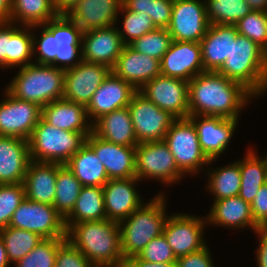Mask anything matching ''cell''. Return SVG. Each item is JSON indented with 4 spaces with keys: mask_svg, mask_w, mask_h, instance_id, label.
I'll list each match as a JSON object with an SVG mask.
<instances>
[{
    "mask_svg": "<svg viewBox=\"0 0 267 267\" xmlns=\"http://www.w3.org/2000/svg\"><path fill=\"white\" fill-rule=\"evenodd\" d=\"M110 73L111 69L105 65L81 60L65 70L63 98L86 107Z\"/></svg>",
    "mask_w": 267,
    "mask_h": 267,
    "instance_id": "2e32d148",
    "label": "cell"
},
{
    "mask_svg": "<svg viewBox=\"0 0 267 267\" xmlns=\"http://www.w3.org/2000/svg\"><path fill=\"white\" fill-rule=\"evenodd\" d=\"M30 161L27 140L0 136V184L23 183Z\"/></svg>",
    "mask_w": 267,
    "mask_h": 267,
    "instance_id": "d4e9b609",
    "label": "cell"
},
{
    "mask_svg": "<svg viewBox=\"0 0 267 267\" xmlns=\"http://www.w3.org/2000/svg\"><path fill=\"white\" fill-rule=\"evenodd\" d=\"M252 11H265L267 12V0H245Z\"/></svg>",
    "mask_w": 267,
    "mask_h": 267,
    "instance_id": "9f6ffc18",
    "label": "cell"
},
{
    "mask_svg": "<svg viewBox=\"0 0 267 267\" xmlns=\"http://www.w3.org/2000/svg\"><path fill=\"white\" fill-rule=\"evenodd\" d=\"M41 117L54 127L71 132H92V121L88 119L86 107L64 98L42 107Z\"/></svg>",
    "mask_w": 267,
    "mask_h": 267,
    "instance_id": "4316f807",
    "label": "cell"
},
{
    "mask_svg": "<svg viewBox=\"0 0 267 267\" xmlns=\"http://www.w3.org/2000/svg\"><path fill=\"white\" fill-rule=\"evenodd\" d=\"M188 118L196 127L201 149L208 159L215 160L220 154L222 155L229 145L238 120L220 116H188Z\"/></svg>",
    "mask_w": 267,
    "mask_h": 267,
    "instance_id": "ffe728a7",
    "label": "cell"
},
{
    "mask_svg": "<svg viewBox=\"0 0 267 267\" xmlns=\"http://www.w3.org/2000/svg\"><path fill=\"white\" fill-rule=\"evenodd\" d=\"M145 98L176 119L189 116L188 82L159 75L145 83L139 90Z\"/></svg>",
    "mask_w": 267,
    "mask_h": 267,
    "instance_id": "7c38bea8",
    "label": "cell"
},
{
    "mask_svg": "<svg viewBox=\"0 0 267 267\" xmlns=\"http://www.w3.org/2000/svg\"><path fill=\"white\" fill-rule=\"evenodd\" d=\"M82 184L65 166L57 163V177L53 207L65 219L73 210Z\"/></svg>",
    "mask_w": 267,
    "mask_h": 267,
    "instance_id": "e575fe53",
    "label": "cell"
},
{
    "mask_svg": "<svg viewBox=\"0 0 267 267\" xmlns=\"http://www.w3.org/2000/svg\"><path fill=\"white\" fill-rule=\"evenodd\" d=\"M0 237L4 242L8 260L13 264L44 239L35 232L10 226L0 229Z\"/></svg>",
    "mask_w": 267,
    "mask_h": 267,
    "instance_id": "8d00e7d4",
    "label": "cell"
},
{
    "mask_svg": "<svg viewBox=\"0 0 267 267\" xmlns=\"http://www.w3.org/2000/svg\"><path fill=\"white\" fill-rule=\"evenodd\" d=\"M164 141L178 169L184 175L190 172V174H195L202 169L200 167L203 165H209L215 161L209 160L202 151L196 127L189 118L176 119L169 127Z\"/></svg>",
    "mask_w": 267,
    "mask_h": 267,
    "instance_id": "ba28073f",
    "label": "cell"
},
{
    "mask_svg": "<svg viewBox=\"0 0 267 267\" xmlns=\"http://www.w3.org/2000/svg\"><path fill=\"white\" fill-rule=\"evenodd\" d=\"M136 177L125 179H109L103 186L104 207L108 220L121 222L129 217L142 204L134 183Z\"/></svg>",
    "mask_w": 267,
    "mask_h": 267,
    "instance_id": "7402d4cb",
    "label": "cell"
},
{
    "mask_svg": "<svg viewBox=\"0 0 267 267\" xmlns=\"http://www.w3.org/2000/svg\"><path fill=\"white\" fill-rule=\"evenodd\" d=\"M128 109L138 144L164 140L169 127L176 120L138 91L132 96Z\"/></svg>",
    "mask_w": 267,
    "mask_h": 267,
    "instance_id": "8fae6325",
    "label": "cell"
},
{
    "mask_svg": "<svg viewBox=\"0 0 267 267\" xmlns=\"http://www.w3.org/2000/svg\"><path fill=\"white\" fill-rule=\"evenodd\" d=\"M57 177V163L31 160L24 179L26 198L53 206Z\"/></svg>",
    "mask_w": 267,
    "mask_h": 267,
    "instance_id": "f1b7e54d",
    "label": "cell"
},
{
    "mask_svg": "<svg viewBox=\"0 0 267 267\" xmlns=\"http://www.w3.org/2000/svg\"><path fill=\"white\" fill-rule=\"evenodd\" d=\"M263 160H264V164H265L266 180H267V154H266V157Z\"/></svg>",
    "mask_w": 267,
    "mask_h": 267,
    "instance_id": "680465c9",
    "label": "cell"
},
{
    "mask_svg": "<svg viewBox=\"0 0 267 267\" xmlns=\"http://www.w3.org/2000/svg\"><path fill=\"white\" fill-rule=\"evenodd\" d=\"M250 206L255 223L262 228L267 223V182L259 189Z\"/></svg>",
    "mask_w": 267,
    "mask_h": 267,
    "instance_id": "681fc988",
    "label": "cell"
},
{
    "mask_svg": "<svg viewBox=\"0 0 267 267\" xmlns=\"http://www.w3.org/2000/svg\"><path fill=\"white\" fill-rule=\"evenodd\" d=\"M107 219L104 207L103 187L83 186L65 224Z\"/></svg>",
    "mask_w": 267,
    "mask_h": 267,
    "instance_id": "1f68e13d",
    "label": "cell"
},
{
    "mask_svg": "<svg viewBox=\"0 0 267 267\" xmlns=\"http://www.w3.org/2000/svg\"><path fill=\"white\" fill-rule=\"evenodd\" d=\"M172 41L167 28H156L136 39L130 46L139 53L161 61Z\"/></svg>",
    "mask_w": 267,
    "mask_h": 267,
    "instance_id": "7bdbcfd3",
    "label": "cell"
},
{
    "mask_svg": "<svg viewBox=\"0 0 267 267\" xmlns=\"http://www.w3.org/2000/svg\"><path fill=\"white\" fill-rule=\"evenodd\" d=\"M6 99L0 102V136L29 140L42 115V107L14 97L6 88Z\"/></svg>",
    "mask_w": 267,
    "mask_h": 267,
    "instance_id": "5bb4252c",
    "label": "cell"
},
{
    "mask_svg": "<svg viewBox=\"0 0 267 267\" xmlns=\"http://www.w3.org/2000/svg\"><path fill=\"white\" fill-rule=\"evenodd\" d=\"M235 25L210 24L200 41L201 58L205 71H218L230 56L232 40L237 35Z\"/></svg>",
    "mask_w": 267,
    "mask_h": 267,
    "instance_id": "484cf974",
    "label": "cell"
},
{
    "mask_svg": "<svg viewBox=\"0 0 267 267\" xmlns=\"http://www.w3.org/2000/svg\"><path fill=\"white\" fill-rule=\"evenodd\" d=\"M91 133L61 130L41 117L28 140L30 158L37 162L65 165L86 143Z\"/></svg>",
    "mask_w": 267,
    "mask_h": 267,
    "instance_id": "52a82bcc",
    "label": "cell"
},
{
    "mask_svg": "<svg viewBox=\"0 0 267 267\" xmlns=\"http://www.w3.org/2000/svg\"><path fill=\"white\" fill-rule=\"evenodd\" d=\"M64 75L62 68L33 62L20 67L19 73L6 89L18 99L43 107L63 98Z\"/></svg>",
    "mask_w": 267,
    "mask_h": 267,
    "instance_id": "8992f818",
    "label": "cell"
},
{
    "mask_svg": "<svg viewBox=\"0 0 267 267\" xmlns=\"http://www.w3.org/2000/svg\"><path fill=\"white\" fill-rule=\"evenodd\" d=\"M136 178L159 180L163 184L176 183L184 176L164 140L139 143L135 149Z\"/></svg>",
    "mask_w": 267,
    "mask_h": 267,
    "instance_id": "9c48e42d",
    "label": "cell"
},
{
    "mask_svg": "<svg viewBox=\"0 0 267 267\" xmlns=\"http://www.w3.org/2000/svg\"><path fill=\"white\" fill-rule=\"evenodd\" d=\"M262 229L267 232V223L262 227Z\"/></svg>",
    "mask_w": 267,
    "mask_h": 267,
    "instance_id": "91938a15",
    "label": "cell"
},
{
    "mask_svg": "<svg viewBox=\"0 0 267 267\" xmlns=\"http://www.w3.org/2000/svg\"><path fill=\"white\" fill-rule=\"evenodd\" d=\"M55 267H95L67 239L58 247Z\"/></svg>",
    "mask_w": 267,
    "mask_h": 267,
    "instance_id": "7dc6e473",
    "label": "cell"
},
{
    "mask_svg": "<svg viewBox=\"0 0 267 267\" xmlns=\"http://www.w3.org/2000/svg\"><path fill=\"white\" fill-rule=\"evenodd\" d=\"M10 47V22H0V67L7 69V54Z\"/></svg>",
    "mask_w": 267,
    "mask_h": 267,
    "instance_id": "f907efd6",
    "label": "cell"
},
{
    "mask_svg": "<svg viewBox=\"0 0 267 267\" xmlns=\"http://www.w3.org/2000/svg\"><path fill=\"white\" fill-rule=\"evenodd\" d=\"M122 4L133 12L148 14L157 28L170 24L173 0H125Z\"/></svg>",
    "mask_w": 267,
    "mask_h": 267,
    "instance_id": "ab89813d",
    "label": "cell"
},
{
    "mask_svg": "<svg viewBox=\"0 0 267 267\" xmlns=\"http://www.w3.org/2000/svg\"><path fill=\"white\" fill-rule=\"evenodd\" d=\"M65 166L82 186L103 187L109 180L104 165L87 143L69 159Z\"/></svg>",
    "mask_w": 267,
    "mask_h": 267,
    "instance_id": "4dcf8cb0",
    "label": "cell"
},
{
    "mask_svg": "<svg viewBox=\"0 0 267 267\" xmlns=\"http://www.w3.org/2000/svg\"><path fill=\"white\" fill-rule=\"evenodd\" d=\"M66 238L41 240L28 254L15 263L16 267H55L58 247Z\"/></svg>",
    "mask_w": 267,
    "mask_h": 267,
    "instance_id": "60d3db41",
    "label": "cell"
},
{
    "mask_svg": "<svg viewBox=\"0 0 267 267\" xmlns=\"http://www.w3.org/2000/svg\"><path fill=\"white\" fill-rule=\"evenodd\" d=\"M255 233L260 237L259 248L257 249L258 267H267V232L259 228Z\"/></svg>",
    "mask_w": 267,
    "mask_h": 267,
    "instance_id": "816d5d0a",
    "label": "cell"
},
{
    "mask_svg": "<svg viewBox=\"0 0 267 267\" xmlns=\"http://www.w3.org/2000/svg\"><path fill=\"white\" fill-rule=\"evenodd\" d=\"M21 28L10 22V47L9 54H7V68L20 65V67H24L32 63L30 59L33 58V34L29 33L32 26L22 25Z\"/></svg>",
    "mask_w": 267,
    "mask_h": 267,
    "instance_id": "f35d334b",
    "label": "cell"
},
{
    "mask_svg": "<svg viewBox=\"0 0 267 267\" xmlns=\"http://www.w3.org/2000/svg\"><path fill=\"white\" fill-rule=\"evenodd\" d=\"M207 247L177 258L176 267H214L211 252Z\"/></svg>",
    "mask_w": 267,
    "mask_h": 267,
    "instance_id": "c3c4849f",
    "label": "cell"
},
{
    "mask_svg": "<svg viewBox=\"0 0 267 267\" xmlns=\"http://www.w3.org/2000/svg\"><path fill=\"white\" fill-rule=\"evenodd\" d=\"M254 95L242 84L216 71H205L188 82L189 116L236 119Z\"/></svg>",
    "mask_w": 267,
    "mask_h": 267,
    "instance_id": "6da1fadb",
    "label": "cell"
},
{
    "mask_svg": "<svg viewBox=\"0 0 267 267\" xmlns=\"http://www.w3.org/2000/svg\"><path fill=\"white\" fill-rule=\"evenodd\" d=\"M210 24L235 25L252 10L245 0H206Z\"/></svg>",
    "mask_w": 267,
    "mask_h": 267,
    "instance_id": "74e56055",
    "label": "cell"
},
{
    "mask_svg": "<svg viewBox=\"0 0 267 267\" xmlns=\"http://www.w3.org/2000/svg\"><path fill=\"white\" fill-rule=\"evenodd\" d=\"M9 226L35 232L44 239L66 238L64 219L56 209L26 197L13 213Z\"/></svg>",
    "mask_w": 267,
    "mask_h": 267,
    "instance_id": "30bf717a",
    "label": "cell"
},
{
    "mask_svg": "<svg viewBox=\"0 0 267 267\" xmlns=\"http://www.w3.org/2000/svg\"><path fill=\"white\" fill-rule=\"evenodd\" d=\"M92 132L101 139L117 145H138L128 106L113 110L92 122Z\"/></svg>",
    "mask_w": 267,
    "mask_h": 267,
    "instance_id": "83f0119b",
    "label": "cell"
},
{
    "mask_svg": "<svg viewBox=\"0 0 267 267\" xmlns=\"http://www.w3.org/2000/svg\"><path fill=\"white\" fill-rule=\"evenodd\" d=\"M57 15L53 0H11L9 22L20 21L24 26L43 25Z\"/></svg>",
    "mask_w": 267,
    "mask_h": 267,
    "instance_id": "d6a6232c",
    "label": "cell"
},
{
    "mask_svg": "<svg viewBox=\"0 0 267 267\" xmlns=\"http://www.w3.org/2000/svg\"><path fill=\"white\" fill-rule=\"evenodd\" d=\"M40 26L43 28L41 37L36 39V35H33V55H35L37 46L39 52L36 63L67 70L76 66L82 60L83 31L71 18L66 14H58L43 25L32 26V30ZM58 62L63 63V66H58Z\"/></svg>",
    "mask_w": 267,
    "mask_h": 267,
    "instance_id": "3957f363",
    "label": "cell"
},
{
    "mask_svg": "<svg viewBox=\"0 0 267 267\" xmlns=\"http://www.w3.org/2000/svg\"><path fill=\"white\" fill-rule=\"evenodd\" d=\"M9 264L10 262L7 257L5 245L0 237V267H8Z\"/></svg>",
    "mask_w": 267,
    "mask_h": 267,
    "instance_id": "6f0895ef",
    "label": "cell"
},
{
    "mask_svg": "<svg viewBox=\"0 0 267 267\" xmlns=\"http://www.w3.org/2000/svg\"><path fill=\"white\" fill-rule=\"evenodd\" d=\"M209 26L204 0H173L167 28L172 40L200 42Z\"/></svg>",
    "mask_w": 267,
    "mask_h": 267,
    "instance_id": "4fadbf2b",
    "label": "cell"
},
{
    "mask_svg": "<svg viewBox=\"0 0 267 267\" xmlns=\"http://www.w3.org/2000/svg\"><path fill=\"white\" fill-rule=\"evenodd\" d=\"M217 72L242 84L254 96L267 92V53L243 35L232 40L230 56Z\"/></svg>",
    "mask_w": 267,
    "mask_h": 267,
    "instance_id": "277c9868",
    "label": "cell"
},
{
    "mask_svg": "<svg viewBox=\"0 0 267 267\" xmlns=\"http://www.w3.org/2000/svg\"><path fill=\"white\" fill-rule=\"evenodd\" d=\"M168 217L163 235L176 258L206 247V242L203 240V228H205L206 220L185 213H176Z\"/></svg>",
    "mask_w": 267,
    "mask_h": 267,
    "instance_id": "9a60e30c",
    "label": "cell"
},
{
    "mask_svg": "<svg viewBox=\"0 0 267 267\" xmlns=\"http://www.w3.org/2000/svg\"><path fill=\"white\" fill-rule=\"evenodd\" d=\"M25 197L23 183L0 184V229L9 226L13 213Z\"/></svg>",
    "mask_w": 267,
    "mask_h": 267,
    "instance_id": "f6af8a7d",
    "label": "cell"
},
{
    "mask_svg": "<svg viewBox=\"0 0 267 267\" xmlns=\"http://www.w3.org/2000/svg\"><path fill=\"white\" fill-rule=\"evenodd\" d=\"M111 72L139 90L145 83L161 74L160 60L124 45Z\"/></svg>",
    "mask_w": 267,
    "mask_h": 267,
    "instance_id": "603a6c76",
    "label": "cell"
},
{
    "mask_svg": "<svg viewBox=\"0 0 267 267\" xmlns=\"http://www.w3.org/2000/svg\"><path fill=\"white\" fill-rule=\"evenodd\" d=\"M120 11L125 12V15H123V29H118L124 45H130L142 35L157 28L150 16L144 14V12H133L123 4Z\"/></svg>",
    "mask_w": 267,
    "mask_h": 267,
    "instance_id": "b9f144b4",
    "label": "cell"
},
{
    "mask_svg": "<svg viewBox=\"0 0 267 267\" xmlns=\"http://www.w3.org/2000/svg\"><path fill=\"white\" fill-rule=\"evenodd\" d=\"M165 198L160 192L119 222L121 251L124 259L137 255L147 243L163 234L167 216Z\"/></svg>",
    "mask_w": 267,
    "mask_h": 267,
    "instance_id": "5b68a950",
    "label": "cell"
},
{
    "mask_svg": "<svg viewBox=\"0 0 267 267\" xmlns=\"http://www.w3.org/2000/svg\"><path fill=\"white\" fill-rule=\"evenodd\" d=\"M235 27L240 35L249 38L267 53V12L251 11Z\"/></svg>",
    "mask_w": 267,
    "mask_h": 267,
    "instance_id": "ee69618b",
    "label": "cell"
},
{
    "mask_svg": "<svg viewBox=\"0 0 267 267\" xmlns=\"http://www.w3.org/2000/svg\"><path fill=\"white\" fill-rule=\"evenodd\" d=\"M80 0H53L58 14H67Z\"/></svg>",
    "mask_w": 267,
    "mask_h": 267,
    "instance_id": "db71d44e",
    "label": "cell"
},
{
    "mask_svg": "<svg viewBox=\"0 0 267 267\" xmlns=\"http://www.w3.org/2000/svg\"><path fill=\"white\" fill-rule=\"evenodd\" d=\"M124 267H176V263H152L142 260L135 255L125 260Z\"/></svg>",
    "mask_w": 267,
    "mask_h": 267,
    "instance_id": "f5cc1de1",
    "label": "cell"
},
{
    "mask_svg": "<svg viewBox=\"0 0 267 267\" xmlns=\"http://www.w3.org/2000/svg\"><path fill=\"white\" fill-rule=\"evenodd\" d=\"M209 177L207 189L215 196L214 201L239 195L241 187L239 161L222 168L212 169Z\"/></svg>",
    "mask_w": 267,
    "mask_h": 267,
    "instance_id": "d590c367",
    "label": "cell"
},
{
    "mask_svg": "<svg viewBox=\"0 0 267 267\" xmlns=\"http://www.w3.org/2000/svg\"><path fill=\"white\" fill-rule=\"evenodd\" d=\"M11 0H0V22H8L10 17Z\"/></svg>",
    "mask_w": 267,
    "mask_h": 267,
    "instance_id": "11a10c76",
    "label": "cell"
},
{
    "mask_svg": "<svg viewBox=\"0 0 267 267\" xmlns=\"http://www.w3.org/2000/svg\"><path fill=\"white\" fill-rule=\"evenodd\" d=\"M136 92L137 90L130 83L111 72L86 106L88 118H93L92 121L95 122L113 110L127 107Z\"/></svg>",
    "mask_w": 267,
    "mask_h": 267,
    "instance_id": "44dd1931",
    "label": "cell"
},
{
    "mask_svg": "<svg viewBox=\"0 0 267 267\" xmlns=\"http://www.w3.org/2000/svg\"><path fill=\"white\" fill-rule=\"evenodd\" d=\"M205 219L209 224L235 229L250 226L256 231L260 228L252 217L250 203L239 196L214 201Z\"/></svg>",
    "mask_w": 267,
    "mask_h": 267,
    "instance_id": "f546056e",
    "label": "cell"
},
{
    "mask_svg": "<svg viewBox=\"0 0 267 267\" xmlns=\"http://www.w3.org/2000/svg\"><path fill=\"white\" fill-rule=\"evenodd\" d=\"M121 0H80L66 15L83 32L115 25Z\"/></svg>",
    "mask_w": 267,
    "mask_h": 267,
    "instance_id": "cb8c5ba5",
    "label": "cell"
},
{
    "mask_svg": "<svg viewBox=\"0 0 267 267\" xmlns=\"http://www.w3.org/2000/svg\"><path fill=\"white\" fill-rule=\"evenodd\" d=\"M86 143L104 165L109 179L136 177V147L122 146L105 141L93 132L87 136Z\"/></svg>",
    "mask_w": 267,
    "mask_h": 267,
    "instance_id": "d6986e66",
    "label": "cell"
},
{
    "mask_svg": "<svg viewBox=\"0 0 267 267\" xmlns=\"http://www.w3.org/2000/svg\"><path fill=\"white\" fill-rule=\"evenodd\" d=\"M137 256L152 263H176L177 260L163 234L150 240Z\"/></svg>",
    "mask_w": 267,
    "mask_h": 267,
    "instance_id": "bcb514c9",
    "label": "cell"
},
{
    "mask_svg": "<svg viewBox=\"0 0 267 267\" xmlns=\"http://www.w3.org/2000/svg\"><path fill=\"white\" fill-rule=\"evenodd\" d=\"M123 47L124 43L115 25L85 31L82 35L81 58L112 69Z\"/></svg>",
    "mask_w": 267,
    "mask_h": 267,
    "instance_id": "ac0fdd59",
    "label": "cell"
},
{
    "mask_svg": "<svg viewBox=\"0 0 267 267\" xmlns=\"http://www.w3.org/2000/svg\"><path fill=\"white\" fill-rule=\"evenodd\" d=\"M65 227L66 239L95 267H124L118 222L103 219Z\"/></svg>",
    "mask_w": 267,
    "mask_h": 267,
    "instance_id": "7a4b0ae2",
    "label": "cell"
},
{
    "mask_svg": "<svg viewBox=\"0 0 267 267\" xmlns=\"http://www.w3.org/2000/svg\"><path fill=\"white\" fill-rule=\"evenodd\" d=\"M239 166L241 187L238 196L251 204L259 189L267 182L264 160L248 149L245 159L239 161Z\"/></svg>",
    "mask_w": 267,
    "mask_h": 267,
    "instance_id": "836d02e7",
    "label": "cell"
},
{
    "mask_svg": "<svg viewBox=\"0 0 267 267\" xmlns=\"http://www.w3.org/2000/svg\"><path fill=\"white\" fill-rule=\"evenodd\" d=\"M161 75L189 82L204 72L200 42L175 41L160 61Z\"/></svg>",
    "mask_w": 267,
    "mask_h": 267,
    "instance_id": "e0dca14e",
    "label": "cell"
}]
</instances>
